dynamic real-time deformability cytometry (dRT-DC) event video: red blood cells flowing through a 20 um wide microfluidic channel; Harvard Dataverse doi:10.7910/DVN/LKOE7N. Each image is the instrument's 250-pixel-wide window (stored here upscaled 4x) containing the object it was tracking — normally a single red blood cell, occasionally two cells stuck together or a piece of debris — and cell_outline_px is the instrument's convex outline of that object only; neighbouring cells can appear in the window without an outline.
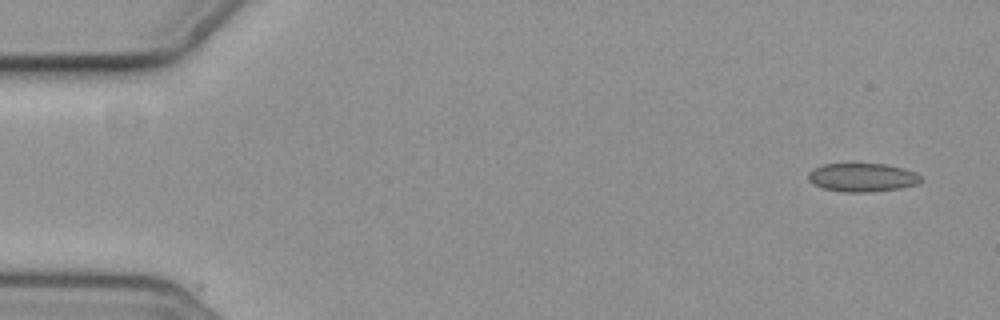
{"species": "common noctule bat (a hibernating species)", "species_latin": "Nyctalus noctula", "temperature_condition": "cold", "stored_images_in_passage": 6, "camera_frame_rate_fps": 3000, "um_per_image_px": 0.085, "animal": {"sex": "female", "body_mass_g": 19.3, "forearm_length_mm": 54.1}, "frame": {"image": 1, "passage_image": 1, "time_ms": 0.0, "image_size_px": [1000, 320], "cell_outline_px": [[924, 180], [916, 184], [900, 188], [868, 192], [844, 192], [824, 188], [812, 184], [808, 180], [808, 172], [812, 168], [824, 164], [852, 160], [888, 164], [904, 168], [916, 172]], "centroid_in_image_um": [73.26, 15.02], "position_along_channel_um": 11.7, "area_um2": 19.77}}
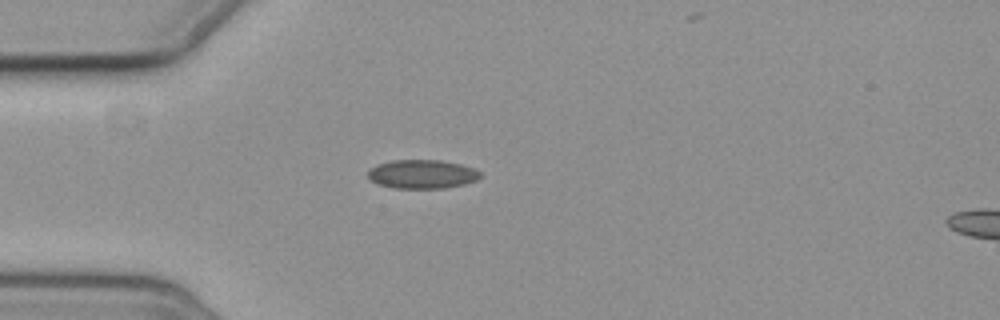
{"frame": {"image": 2, "passage_image": 4, "time_ms": 4.333, "image_size_px": [1000, 320], "cell_outline_px": [[480, 176], [476, 180], [464, 184], [444, 188], [392, 188], [376, 184], [368, 180], [368, 172], [376, 164], [392, 160], [440, 160], [460, 164], [476, 168], [480, 172]], "centroid_in_image_um": [35.85, 14.8], "position_along_channel_um": 49.2, "area_um2": 19.02}}
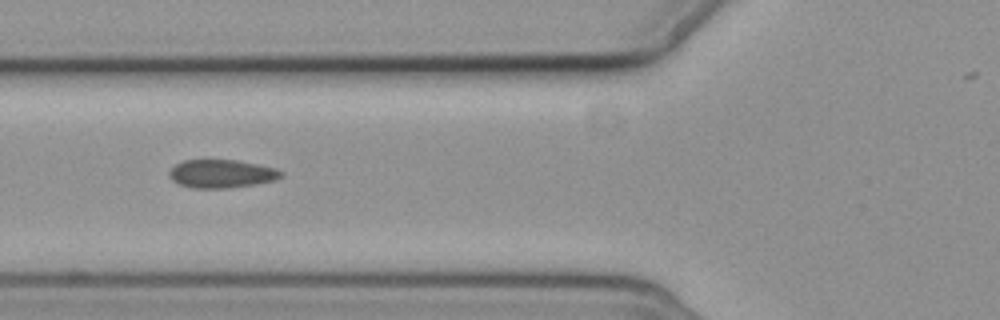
{"frame": {"image": 3, "passage_image": 6, "time_ms": 6.333, "image_size_px": [1000, 320], "cell_outline_px": [[284, 176], [276, 180], [256, 184], [228, 188], [192, 188], [180, 184], [172, 180], [168, 172], [176, 164], [184, 160], [236, 160], [276, 168], [284, 172]], "centroid_in_image_um": [18.87, 14.77], "position_along_channel_um": 106.9, "area_um2": 18.44}}